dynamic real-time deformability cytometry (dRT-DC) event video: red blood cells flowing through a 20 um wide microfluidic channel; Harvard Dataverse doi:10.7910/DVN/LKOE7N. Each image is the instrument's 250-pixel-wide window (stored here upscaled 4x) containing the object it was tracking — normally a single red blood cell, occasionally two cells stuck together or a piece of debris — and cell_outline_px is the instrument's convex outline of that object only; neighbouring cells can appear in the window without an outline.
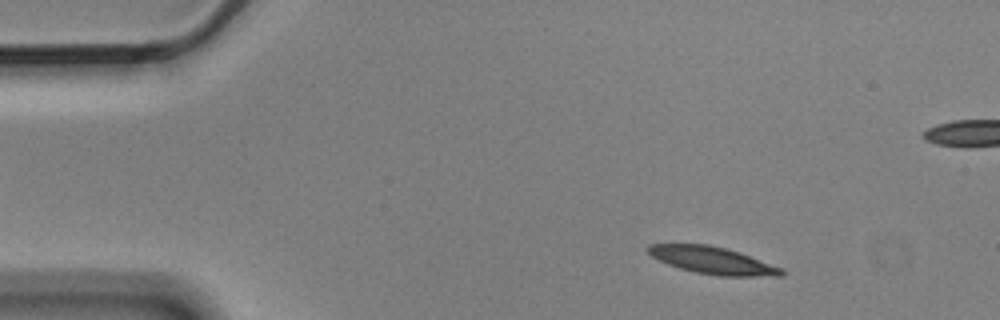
{"species": "Egyptian fruit bat (a non-hibernating species)", "species_latin": "Rousettus aegyptiacus", "temperature_condition": "cold", "stored_images_in_passage": 4, "camera_frame_rate_fps": 3000, "um_per_image_px": 0.085, "animal": {"sex": "male"}, "frame": {"image": 1, "passage_image": 1, "time_ms": 0.0, "image_size_px": [1000, 320], "cell_outline_px": [[788, 272], [784, 276], [720, 276], [696, 272], [680, 268], [668, 264], [652, 256], [644, 248], [648, 244], [708, 244], [740, 252], [784, 268]], "centroid_in_image_um": [60.63, 22.13], "position_along_channel_um": 24.4, "area_um2": 21.27}}